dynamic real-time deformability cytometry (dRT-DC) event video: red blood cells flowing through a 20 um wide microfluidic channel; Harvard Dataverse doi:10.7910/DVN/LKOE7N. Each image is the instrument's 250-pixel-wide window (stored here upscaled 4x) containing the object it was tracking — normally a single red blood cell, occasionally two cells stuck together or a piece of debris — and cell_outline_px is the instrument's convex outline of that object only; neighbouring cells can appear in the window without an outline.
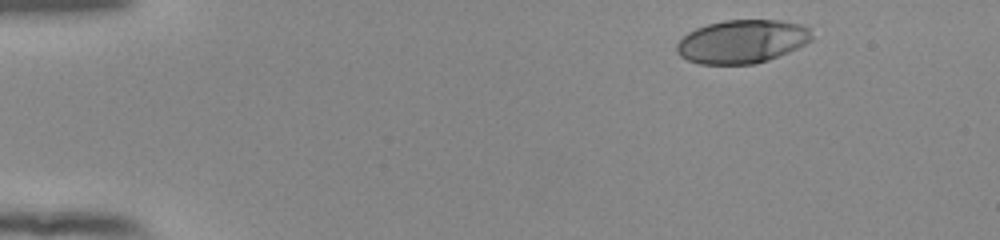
{"species": "human", "species_latin": "Homo sapiens", "temperature_condition": "room temperature", "stored_images_in_passage": 47, "camera_frame_rate_fps": 3000, "um_per_image_px": 0.085, "donor": {"sex": "female"}, "frame": {"image": 1, "passage_image": 1, "time_ms": 0.0, "image_size_px": [1000, 240], "cell_outline_px": [[812, 40], [788, 52], [768, 60], [756, 64], [700, 64], [688, 60], [680, 56], [676, 52], [676, 44], [688, 32], [696, 28], [708, 24], [724, 20], [780, 20], [800, 24], [808, 28], [812, 36]], "centroid_in_image_um": [63.05, 3.53], "position_along_channel_um": 21.9, "area_um2": 34.1}}
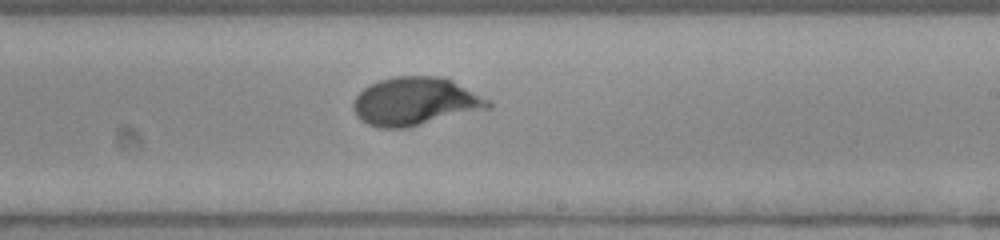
{"frame": {"image": 2, "passage_image": 27, "time_ms": 8.667, "image_size_px": [1000, 240], "cell_outline_px": [[492, 108], [408, 128], [376, 128], [360, 120], [356, 116], [352, 108], [352, 104], [356, 96], [364, 88], [380, 80], [396, 76], [440, 76], [452, 80], [488, 100], [492, 104]], "centroid_in_image_um": [35.28, 8.64], "position_along_channel_um": 253.7, "area_um2": 37.97}}
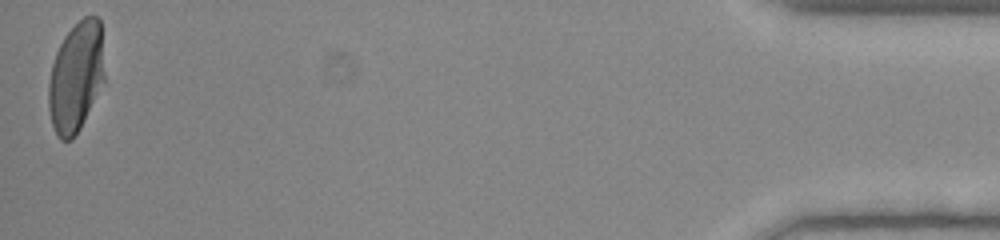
{"frame": {"image": 3, "passage_image": 47, "time_ms": 15.333, "image_size_px": [1000, 240], "cell_outline_px": [[104, 80], [80, 128], [72, 140], [60, 140], [56, 136], [52, 124], [48, 108], [48, 84], [52, 64], [56, 52], [64, 36], [84, 16], [96, 16], [100, 20], [104, 72]], "centroid_in_image_um": [6.43, 6.56], "position_along_channel_um": 428.8, "area_um2": 35.66}, "authors_computed_cell_mechanics": {"area_um2": 36.4718, "velocity_mm_per_s": 3.8813, "shape_relaxation_time_tau1_ms": 3.8245, "shape_relaxation_time_tau2_ms": null, "deformation_change_tau1": 0.186, "deformation_change_tau2": null}}